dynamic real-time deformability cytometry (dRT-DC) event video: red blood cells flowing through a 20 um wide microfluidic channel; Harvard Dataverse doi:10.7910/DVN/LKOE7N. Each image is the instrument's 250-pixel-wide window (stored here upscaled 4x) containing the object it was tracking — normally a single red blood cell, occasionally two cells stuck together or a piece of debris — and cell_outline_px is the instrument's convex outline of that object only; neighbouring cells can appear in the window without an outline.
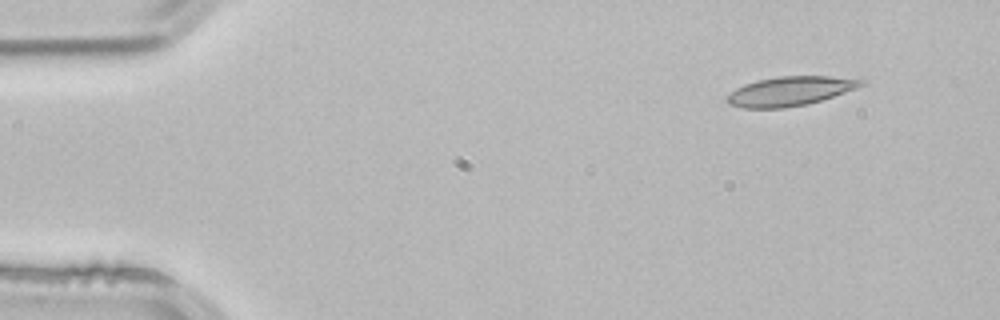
{"species": "common noctule bat (a hibernating species)", "species_latin": "Nyctalus noctula", "temperature_condition": "room temperature", "stored_images_in_passage": 3, "camera_frame_rate_fps": 3000, "um_per_image_px": 0.085, "animal": {"sex": "male", "body_mass_g": 21.5, "forearm_length_mm": 52.0}, "frame": {"image": 1, "passage_image": 1, "time_ms": 0.0, "image_size_px": [1000, 320], "cell_outline_px": [[864, 84], [856, 88], [808, 104], [784, 108], [744, 108], [728, 104], [724, 100], [724, 96], [736, 88], [744, 84], [756, 80], [780, 76], [828, 76], [864, 80]], "centroid_in_image_um": [67.06, 7.75], "position_along_channel_um": 17.9, "area_um2": 22.83}}
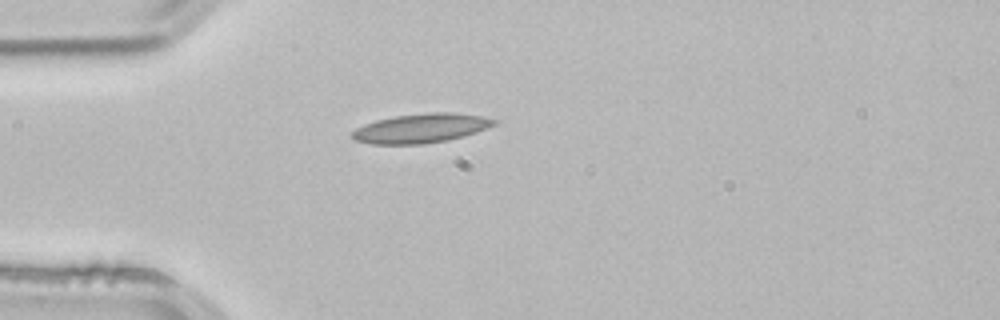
{"frame": {"image": 2, "passage_image": 3, "time_ms": 0.667, "image_size_px": [1000, 320], "cell_outline_px": [[496, 124], [476, 132], [464, 136], [448, 140], [424, 144], [372, 144], [356, 140], [348, 136], [356, 128], [364, 124], [376, 120], [396, 116], [432, 112], [452, 112], [484, 116], [496, 120]], "centroid_in_image_um": [35.78, 10.9], "position_along_channel_um": 49.2, "area_um2": 24.22}}